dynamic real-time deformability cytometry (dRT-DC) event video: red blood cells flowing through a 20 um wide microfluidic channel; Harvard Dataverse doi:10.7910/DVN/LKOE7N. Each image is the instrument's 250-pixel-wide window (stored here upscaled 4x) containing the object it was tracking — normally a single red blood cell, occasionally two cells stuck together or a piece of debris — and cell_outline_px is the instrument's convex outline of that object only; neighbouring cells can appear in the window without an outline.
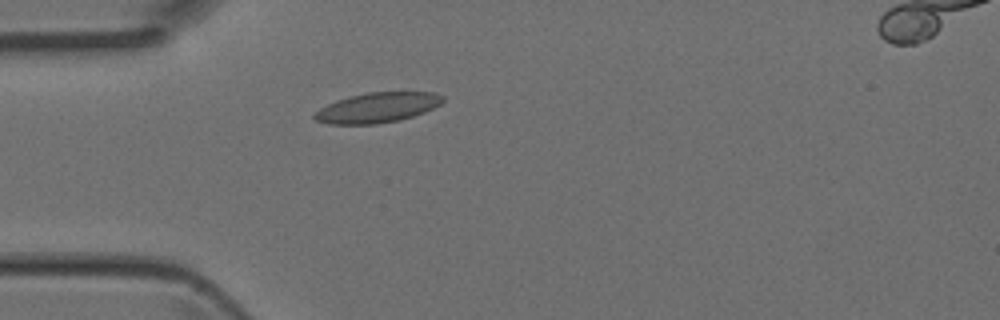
{"species": "Egyptian fruit bat (a non-hibernating species)", "species_latin": "Rousettus aegyptiacus", "temperature_condition": "room temperature", "stored_images_in_passage": 2, "camera_frame_rate_fps": 3000, "um_per_image_px": 0.085, "animal": {"sex": "female"}, "frame": {"image": 1, "passage_image": 2, "time_ms": 0.333, "image_size_px": [1000, 320], "cell_outline_px": [[444, 100], [440, 104], [424, 112], [400, 120], [376, 124], [328, 124], [316, 120], [312, 116], [320, 108], [336, 100], [348, 96], [368, 92], [436, 92], [444, 96]], "centroid_in_image_um": [32.08, 9.14], "position_along_channel_um": 52.9, "area_um2": 22.48}}